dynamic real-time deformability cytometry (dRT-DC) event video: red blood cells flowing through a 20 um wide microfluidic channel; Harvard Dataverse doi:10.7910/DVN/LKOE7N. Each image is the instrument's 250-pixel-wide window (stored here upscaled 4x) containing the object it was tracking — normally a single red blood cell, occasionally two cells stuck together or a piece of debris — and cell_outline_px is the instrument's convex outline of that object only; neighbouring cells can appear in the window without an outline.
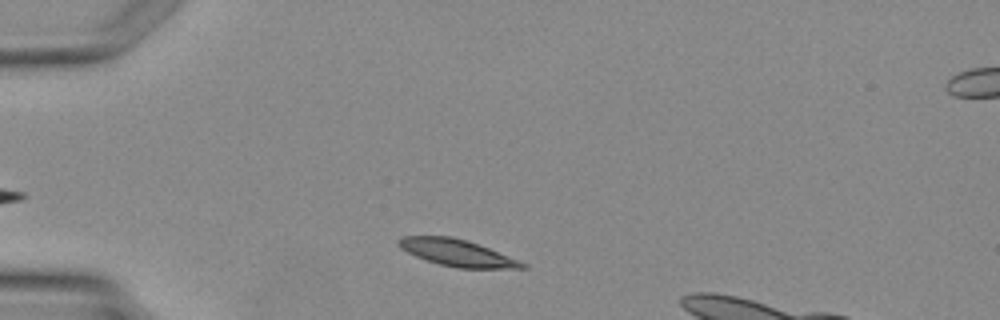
{"species": "Egyptian fruit bat (a non-hibernating species)", "species_latin": "Rousettus aegyptiacus", "temperature_condition": "warm", "stored_images_in_passage": 2, "camera_frame_rate_fps": 3000, "um_per_image_px": 0.085, "animal": {"sex": "female"}, "frame": {"image": 1, "passage_image": 1, "time_ms": 0.0, "image_size_px": [1000, 320], "cell_outline_px": [[528, 268], [456, 268], [440, 264], [416, 256], [400, 248], [396, 240], [400, 236], [452, 236], [468, 240], [520, 260], [528, 264]], "centroid_in_image_um": [38.87, 21.48], "position_along_channel_um": 46.1, "area_um2": 19.31}}